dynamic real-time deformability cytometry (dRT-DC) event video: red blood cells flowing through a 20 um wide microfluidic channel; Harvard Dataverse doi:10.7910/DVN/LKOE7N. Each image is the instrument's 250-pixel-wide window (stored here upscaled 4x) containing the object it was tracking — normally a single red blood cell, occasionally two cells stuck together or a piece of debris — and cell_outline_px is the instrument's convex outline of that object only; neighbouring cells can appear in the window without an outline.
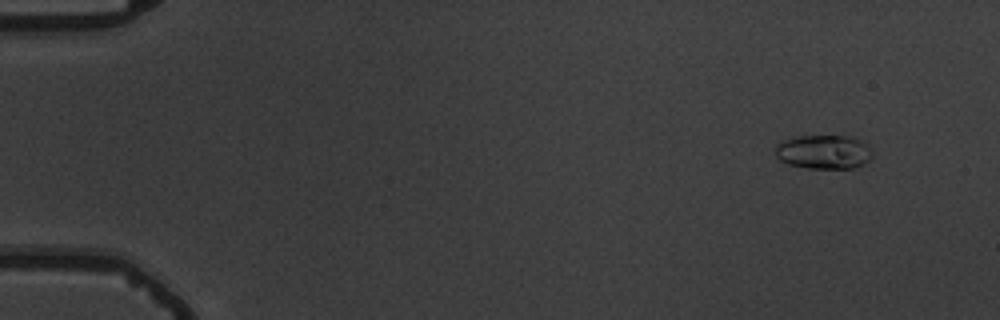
{"species": "common noctule bat (a hibernating species)", "species_latin": "Nyctalus noctula", "temperature_condition": "warm", "stored_images_in_passage": 5, "camera_frame_rate_fps": 3000, "um_per_image_px": 0.085, "animal": {"sex": "male", "body_mass_g": 19.5, "forearm_length_mm": 54.6}, "frame": {"image": 1, "passage_image": 1, "time_ms": 0.0, "image_size_px": [1000, 320], "cell_outline_px": [[872, 156], [868, 160], [856, 168], [808, 168], [788, 164], [780, 160], [776, 156], [776, 144], [784, 140], [796, 136], [852, 136], [860, 140], [872, 152]], "centroid_in_image_um": [69.99, 12.91], "position_along_channel_um": 15.0, "area_um2": 19.13}}